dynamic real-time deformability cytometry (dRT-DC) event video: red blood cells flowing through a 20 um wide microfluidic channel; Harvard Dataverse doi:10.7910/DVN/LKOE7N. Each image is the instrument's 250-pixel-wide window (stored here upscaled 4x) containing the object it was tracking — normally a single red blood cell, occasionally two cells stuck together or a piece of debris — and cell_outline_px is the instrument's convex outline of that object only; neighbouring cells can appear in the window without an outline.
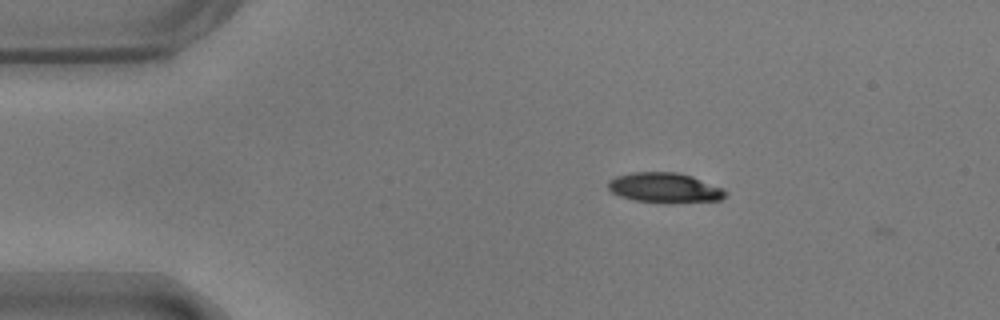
{"species": "common noctule bat (a hibernating species)", "species_latin": "Nyctalus noctula", "temperature_condition": "warm", "stored_images_in_passage": 4, "camera_frame_rate_fps": 3000, "um_per_image_px": 0.085, "animal": {"sex": "male", "body_mass_g": 17.9}, "frame": {"image": 1, "passage_image": 3, "time_ms": 0.667, "image_size_px": [1000, 320], "cell_outline_px": [[728, 192], [720, 200], [632, 200], [620, 196], [612, 192], [608, 188], [608, 180], [616, 176], [632, 172], [676, 172], [692, 176], [724, 188]], "centroid_in_image_um": [56.46, 15.9], "position_along_channel_um": 28.5, "area_um2": 19.59}}